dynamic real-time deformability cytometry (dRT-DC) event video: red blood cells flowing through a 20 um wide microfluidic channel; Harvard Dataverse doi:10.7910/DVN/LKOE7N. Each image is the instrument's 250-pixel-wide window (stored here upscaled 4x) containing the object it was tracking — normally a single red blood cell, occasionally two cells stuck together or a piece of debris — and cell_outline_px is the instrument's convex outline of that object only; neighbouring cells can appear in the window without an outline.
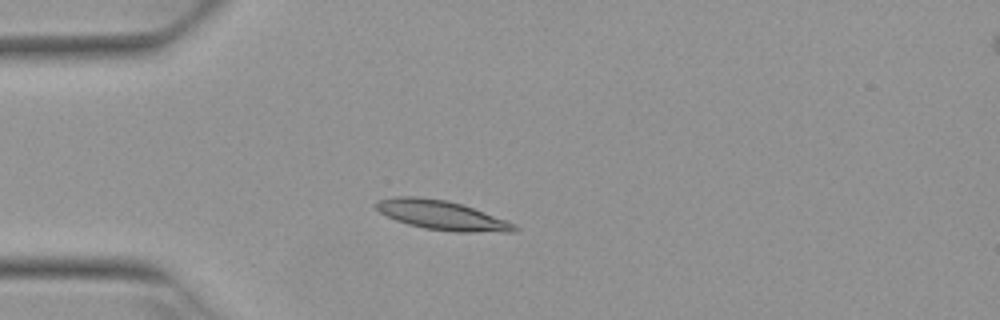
{"species": "Egyptian fruit bat (a non-hibernating species)", "species_latin": "Rousettus aegyptiacus", "temperature_condition": "warm", "stored_images_in_passage": 3, "camera_frame_rate_fps": 3000, "um_per_image_px": 0.085, "animal": {"sex": "female"}, "frame": {"image": 1, "passage_image": 3, "time_ms": 0.667, "image_size_px": [1000, 320], "cell_outline_px": [[520, 228], [516, 232], [452, 232], [424, 228], [408, 224], [396, 220], [380, 212], [372, 204], [376, 200], [396, 196], [416, 196], [448, 200], [464, 204], [516, 224]], "centroid_in_image_um": [37.56, 18.29], "position_along_channel_um": 47.4, "area_um2": 23.99}}